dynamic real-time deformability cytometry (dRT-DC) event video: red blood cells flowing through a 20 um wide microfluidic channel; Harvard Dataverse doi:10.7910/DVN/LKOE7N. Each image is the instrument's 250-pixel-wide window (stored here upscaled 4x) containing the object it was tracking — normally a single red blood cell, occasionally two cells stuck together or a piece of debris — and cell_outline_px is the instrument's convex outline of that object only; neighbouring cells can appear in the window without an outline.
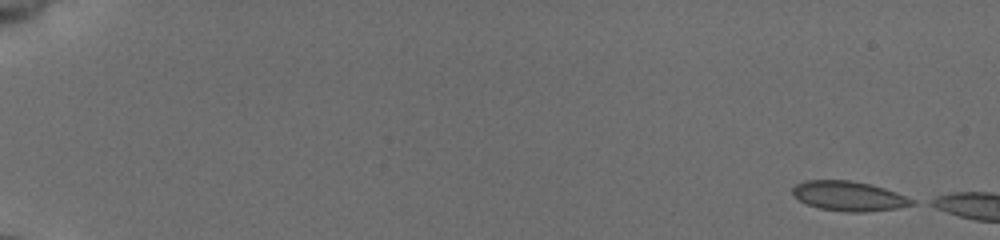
{"species": "common noctule bat (a hibernating species)", "species_latin": "Nyctalus noctula", "temperature_condition": "cold", "stored_images_in_passage": 5, "camera_frame_rate_fps": 3000, "um_per_image_px": 0.085, "animal": {"sex": "female", "body_mass_g": 19.5, "forearm_length_mm": 54.1}, "frame": {"image": 1, "passage_image": 1, "time_ms": 0.0, "image_size_px": [1000, 240], "cell_outline_px": [[916, 204], [896, 208], [864, 212], [848, 212], [820, 208], [808, 204], [800, 200], [792, 192], [792, 188], [796, 184], [804, 180], [848, 180], [868, 184], [884, 188], [896, 192], [916, 200]], "centroid_in_image_um": [72.17, 16.66], "position_along_channel_um": 12.8, "area_um2": 20.46}}